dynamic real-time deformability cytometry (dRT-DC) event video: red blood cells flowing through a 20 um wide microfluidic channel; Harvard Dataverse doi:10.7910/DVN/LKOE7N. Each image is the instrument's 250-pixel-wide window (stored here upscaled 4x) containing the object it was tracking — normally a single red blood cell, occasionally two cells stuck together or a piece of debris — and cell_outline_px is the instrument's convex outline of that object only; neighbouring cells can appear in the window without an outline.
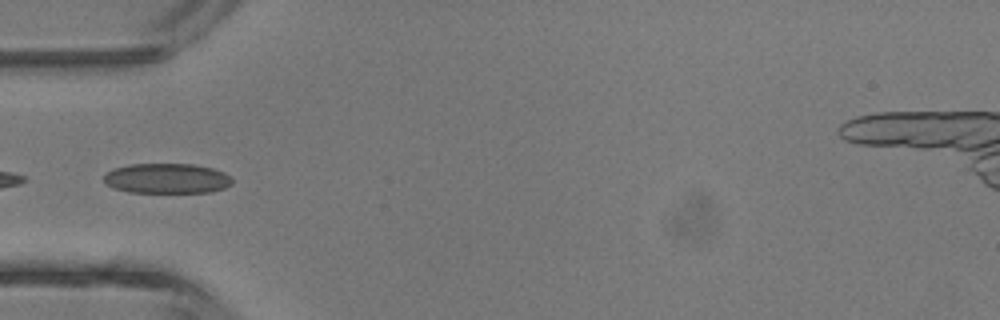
{"species": "common noctule bat (a hibernating species)", "species_latin": "Nyctalus noctula", "temperature_condition": "room temperature", "stored_images_in_passage": 20, "camera_frame_rate_fps": 3000, "um_per_image_px": 0.085, "animal": {"sex": "male", "body_mass_g": 13.3}, "frame": {"image": 1, "passage_image": 13, "time_ms": 4.0, "image_size_px": [1000, 320], "cell_outline_px": [[232, 184], [224, 188], [208, 192], [128, 192], [112, 188], [104, 180], [104, 176], [112, 168], [132, 164], [192, 164], [212, 168], [224, 172], [232, 180]], "centroid_in_image_um": [14.17, 15.16], "position_along_channel_um": 70.8, "area_um2": 22.37}}
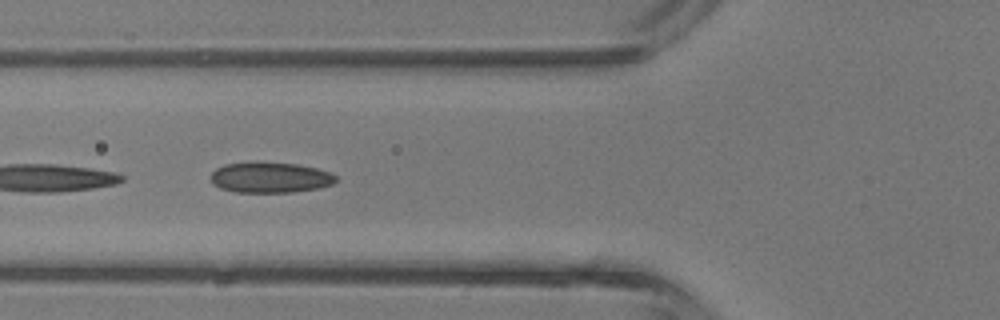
{"frame": {"image": 2, "passage_image": 15, "time_ms": 4.667, "image_size_px": [1000, 320], "cell_outline_px": [[336, 180], [332, 184], [320, 188], [292, 192], [236, 192], [220, 188], [212, 184], [212, 172], [216, 168], [224, 164], [256, 160], [296, 164], [316, 168], [328, 172], [336, 176]], "centroid_in_image_um": [22.93, 15.06], "position_along_channel_um": 102.9, "area_um2": 22.66}}